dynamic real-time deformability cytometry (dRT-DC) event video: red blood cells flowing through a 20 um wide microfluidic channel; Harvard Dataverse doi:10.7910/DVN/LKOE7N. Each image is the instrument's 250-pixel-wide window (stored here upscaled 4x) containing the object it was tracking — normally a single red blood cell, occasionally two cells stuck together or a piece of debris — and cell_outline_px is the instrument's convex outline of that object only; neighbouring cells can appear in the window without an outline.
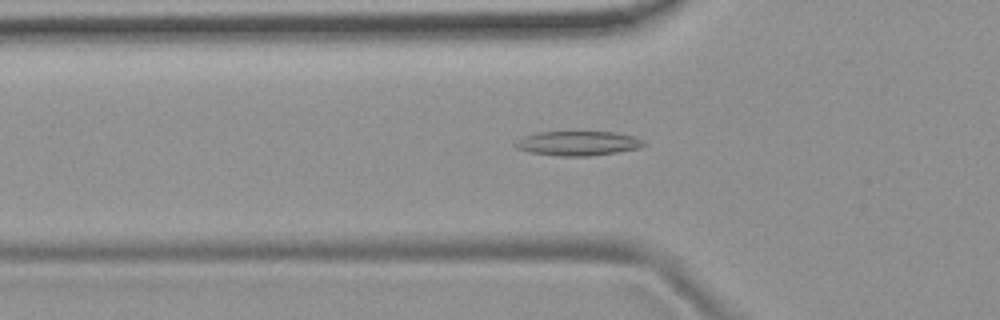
{"species": "common noctule bat (a hibernating species)", "species_latin": "Nyctalus noctula", "temperature_condition": "room temperature", "stored_images_in_passage": 52, "camera_frame_rate_fps": 3000, "um_per_image_px": 0.085, "animal": {"sex": "female", "body_mass_g": 19.9}, "frame": {"image": 1, "passage_image": 17, "time_ms": 5.333, "image_size_px": [1000, 320], "cell_outline_px": [[648, 144], [640, 148], [616, 152], [588, 156], [560, 156], [532, 152], [516, 148], [512, 144], [524, 136], [536, 132], [616, 132], [632, 136], [644, 140]], "centroid_in_image_um": [49.15, 12.18], "position_along_channel_um": 76.7, "area_um2": 18.26}}
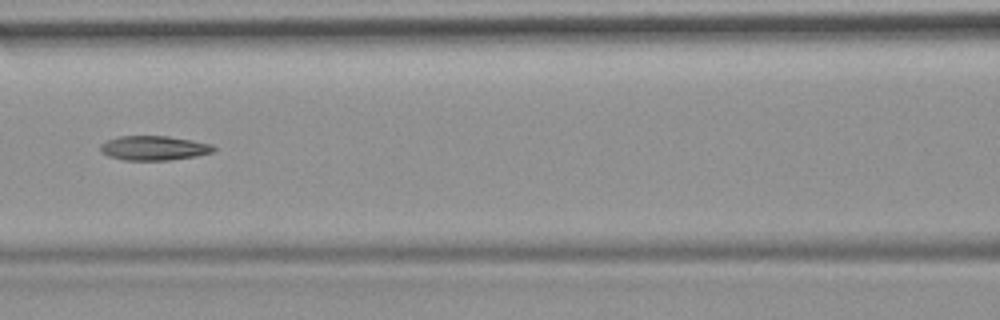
{"frame": {"image": 2, "passage_image": 23, "time_ms": 7.333, "image_size_px": [1000, 320], "cell_outline_px": [[216, 148], [212, 152], [196, 156], [168, 160], [124, 160], [108, 156], [100, 152], [100, 144], [108, 140], [120, 136], [168, 136], [192, 140], [212, 144]], "centroid_in_image_um": [13.07, 12.58], "position_along_channel_um": 153.5, "area_um2": 16.13}}
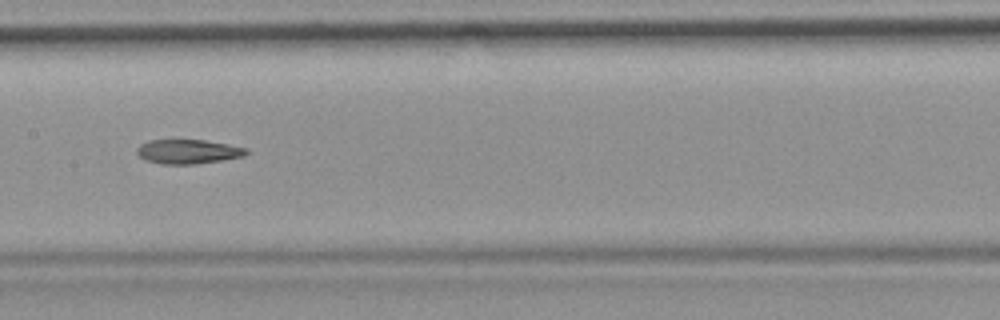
{"frame": {"image": 3, "passage_image": 26, "time_ms": 8.333, "image_size_px": [1000, 320], "cell_outline_px": [[248, 152], [244, 156], [224, 160], [196, 164], [160, 164], [144, 160], [136, 152], [136, 148], [140, 144], [148, 140], [204, 140], [228, 144], [248, 148]], "centroid_in_image_um": [15.98, 12.89], "position_along_channel_um": 191.4, "area_um2": 15.66}, "authors_computed_cell_mechanics": {"area_um2": 16.6175, "velocity_mm_per_s": 3.8127, "shape_relaxation_time_tau1_ms": null, "shape_relaxation_time_tau2_ms": 7.6809, "deformation_change_tau1": null, "deformation_change_tau2": 0.1721}}